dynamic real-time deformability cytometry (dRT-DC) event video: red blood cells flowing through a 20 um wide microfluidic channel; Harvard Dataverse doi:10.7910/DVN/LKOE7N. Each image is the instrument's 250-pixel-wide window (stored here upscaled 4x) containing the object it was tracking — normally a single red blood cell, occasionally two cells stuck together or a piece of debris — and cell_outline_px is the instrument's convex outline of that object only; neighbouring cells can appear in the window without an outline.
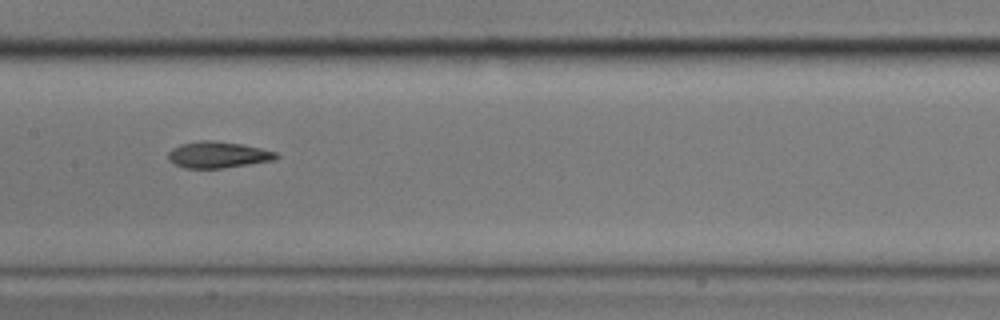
{"species": "common noctule bat (a hibernating species)", "species_latin": "Nyctalus noctula", "temperature_condition": "cold", "stored_images_in_passage": 15, "camera_frame_rate_fps": 3000, "um_per_image_px": 0.085, "animal": {"sex": "male", "body_mass_g": 17.9}, "frame": {"image": 1, "passage_image": 7, "time_ms": 2.0, "image_size_px": [1000, 320], "cell_outline_px": [[280, 156], [276, 160], [220, 168], [184, 168], [176, 164], [168, 156], [168, 152], [172, 148], [180, 144], [200, 140], [212, 140], [240, 144], [260, 148], [276, 152]], "centroid_in_image_um": [18.54, 13.15], "position_along_channel_um": 188.9, "area_um2": 16.42}}
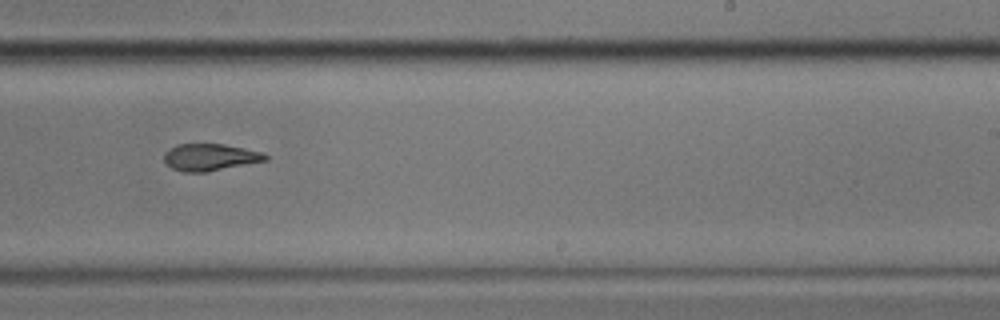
{"frame": {"image": 2, "passage_image": 9, "time_ms": 2.667, "image_size_px": [1000, 320], "cell_outline_px": [[268, 160], [204, 172], [184, 172], [172, 168], [164, 160], [164, 152], [176, 144], [224, 144], [244, 148], [260, 152], [268, 156]], "centroid_in_image_um": [17.83, 13.35], "position_along_channel_um": 271.2, "area_um2": 15.72}}